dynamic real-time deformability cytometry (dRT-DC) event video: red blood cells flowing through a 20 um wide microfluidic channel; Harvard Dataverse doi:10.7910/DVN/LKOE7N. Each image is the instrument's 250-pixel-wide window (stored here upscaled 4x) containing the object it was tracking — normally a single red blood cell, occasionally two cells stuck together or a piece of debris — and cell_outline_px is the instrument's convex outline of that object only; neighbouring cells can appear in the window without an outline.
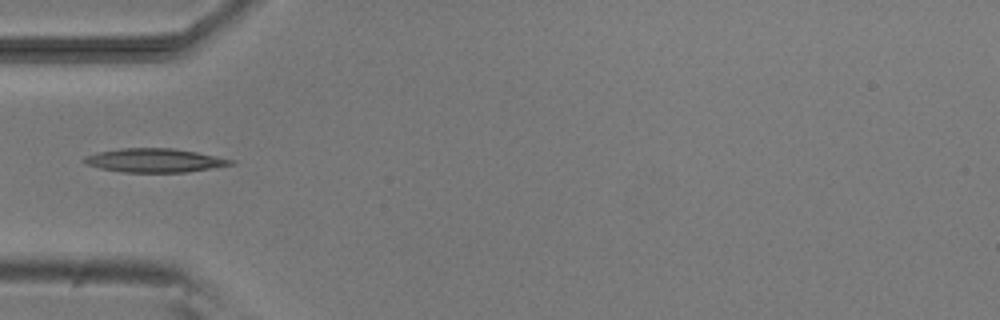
{"species": "common noctule bat (a hibernating species)", "species_latin": "Nyctalus noctula", "temperature_condition": "room temperature", "stored_images_in_passage": 4, "camera_frame_rate_fps": 3000, "um_per_image_px": 0.085, "animal": {"sex": "male", "body_mass_g": 20.5, "forearm_length_mm": 52.5}, "frame": {"image": 1, "passage_image": 4, "time_ms": 3.333, "image_size_px": [1000, 320], "cell_outline_px": [[236, 164], [188, 172], [124, 172], [100, 168], [88, 164], [80, 160], [84, 156], [96, 152], [120, 148], [172, 148], [196, 152], [236, 160]], "centroid_in_image_um": [13.15, 13.63], "position_along_channel_um": 71.9, "area_um2": 20.4}}